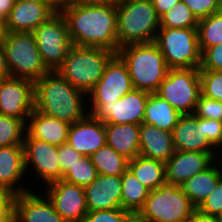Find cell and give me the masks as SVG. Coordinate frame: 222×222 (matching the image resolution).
<instances>
[{
	"label": "cell",
	"mask_w": 222,
	"mask_h": 222,
	"mask_svg": "<svg viewBox=\"0 0 222 222\" xmlns=\"http://www.w3.org/2000/svg\"><path fill=\"white\" fill-rule=\"evenodd\" d=\"M74 46L100 47L117 54L116 4L76 2L62 6Z\"/></svg>",
	"instance_id": "obj_1"
},
{
	"label": "cell",
	"mask_w": 222,
	"mask_h": 222,
	"mask_svg": "<svg viewBox=\"0 0 222 222\" xmlns=\"http://www.w3.org/2000/svg\"><path fill=\"white\" fill-rule=\"evenodd\" d=\"M34 108L70 124L89 113L87 94L75 88L56 71L44 74L34 83Z\"/></svg>",
	"instance_id": "obj_2"
},
{
	"label": "cell",
	"mask_w": 222,
	"mask_h": 222,
	"mask_svg": "<svg viewBox=\"0 0 222 222\" xmlns=\"http://www.w3.org/2000/svg\"><path fill=\"white\" fill-rule=\"evenodd\" d=\"M116 11L118 50L127 45L154 42L160 17L151 0H121Z\"/></svg>",
	"instance_id": "obj_3"
},
{
	"label": "cell",
	"mask_w": 222,
	"mask_h": 222,
	"mask_svg": "<svg viewBox=\"0 0 222 222\" xmlns=\"http://www.w3.org/2000/svg\"><path fill=\"white\" fill-rule=\"evenodd\" d=\"M117 54L126 63L134 89L156 93L168 73L163 54L154 43L132 44Z\"/></svg>",
	"instance_id": "obj_4"
},
{
	"label": "cell",
	"mask_w": 222,
	"mask_h": 222,
	"mask_svg": "<svg viewBox=\"0 0 222 222\" xmlns=\"http://www.w3.org/2000/svg\"><path fill=\"white\" fill-rule=\"evenodd\" d=\"M115 54L105 48L73 45L56 72L75 88L88 94L103 76L107 63Z\"/></svg>",
	"instance_id": "obj_5"
},
{
	"label": "cell",
	"mask_w": 222,
	"mask_h": 222,
	"mask_svg": "<svg viewBox=\"0 0 222 222\" xmlns=\"http://www.w3.org/2000/svg\"><path fill=\"white\" fill-rule=\"evenodd\" d=\"M2 49L11 77L36 82L50 70L44 64L33 33L7 32Z\"/></svg>",
	"instance_id": "obj_6"
},
{
	"label": "cell",
	"mask_w": 222,
	"mask_h": 222,
	"mask_svg": "<svg viewBox=\"0 0 222 222\" xmlns=\"http://www.w3.org/2000/svg\"><path fill=\"white\" fill-rule=\"evenodd\" d=\"M195 209L181 186L165 182L150 190L138 213L150 222H187Z\"/></svg>",
	"instance_id": "obj_7"
},
{
	"label": "cell",
	"mask_w": 222,
	"mask_h": 222,
	"mask_svg": "<svg viewBox=\"0 0 222 222\" xmlns=\"http://www.w3.org/2000/svg\"><path fill=\"white\" fill-rule=\"evenodd\" d=\"M154 43L169 69L200 68L201 50L197 28H160Z\"/></svg>",
	"instance_id": "obj_8"
},
{
	"label": "cell",
	"mask_w": 222,
	"mask_h": 222,
	"mask_svg": "<svg viewBox=\"0 0 222 222\" xmlns=\"http://www.w3.org/2000/svg\"><path fill=\"white\" fill-rule=\"evenodd\" d=\"M156 93L180 114H193L202 94L199 68L169 69Z\"/></svg>",
	"instance_id": "obj_9"
},
{
	"label": "cell",
	"mask_w": 222,
	"mask_h": 222,
	"mask_svg": "<svg viewBox=\"0 0 222 222\" xmlns=\"http://www.w3.org/2000/svg\"><path fill=\"white\" fill-rule=\"evenodd\" d=\"M32 33L44 64L50 71H56L73 46L66 19L58 11Z\"/></svg>",
	"instance_id": "obj_10"
},
{
	"label": "cell",
	"mask_w": 222,
	"mask_h": 222,
	"mask_svg": "<svg viewBox=\"0 0 222 222\" xmlns=\"http://www.w3.org/2000/svg\"><path fill=\"white\" fill-rule=\"evenodd\" d=\"M23 149L26 173H28L27 178L32 174L34 175V178H29L28 181L34 179L37 184L39 181L37 186L39 187L40 185V187L38 189L62 179V171L58 160V146L31 138L26 133Z\"/></svg>",
	"instance_id": "obj_11"
},
{
	"label": "cell",
	"mask_w": 222,
	"mask_h": 222,
	"mask_svg": "<svg viewBox=\"0 0 222 222\" xmlns=\"http://www.w3.org/2000/svg\"><path fill=\"white\" fill-rule=\"evenodd\" d=\"M149 94L133 88L113 103H88V112L104 123L141 125Z\"/></svg>",
	"instance_id": "obj_12"
},
{
	"label": "cell",
	"mask_w": 222,
	"mask_h": 222,
	"mask_svg": "<svg viewBox=\"0 0 222 222\" xmlns=\"http://www.w3.org/2000/svg\"><path fill=\"white\" fill-rule=\"evenodd\" d=\"M43 187L40 188L42 189L41 192L48 197L55 211L66 222L83 221V218L88 213L84 187L71 184L62 179Z\"/></svg>",
	"instance_id": "obj_13"
},
{
	"label": "cell",
	"mask_w": 222,
	"mask_h": 222,
	"mask_svg": "<svg viewBox=\"0 0 222 222\" xmlns=\"http://www.w3.org/2000/svg\"><path fill=\"white\" fill-rule=\"evenodd\" d=\"M133 89L126 63L115 54L107 63L104 74L87 94L88 103H113Z\"/></svg>",
	"instance_id": "obj_14"
},
{
	"label": "cell",
	"mask_w": 222,
	"mask_h": 222,
	"mask_svg": "<svg viewBox=\"0 0 222 222\" xmlns=\"http://www.w3.org/2000/svg\"><path fill=\"white\" fill-rule=\"evenodd\" d=\"M34 109V82L9 77L0 81V114L25 123Z\"/></svg>",
	"instance_id": "obj_15"
},
{
	"label": "cell",
	"mask_w": 222,
	"mask_h": 222,
	"mask_svg": "<svg viewBox=\"0 0 222 222\" xmlns=\"http://www.w3.org/2000/svg\"><path fill=\"white\" fill-rule=\"evenodd\" d=\"M26 177L23 145L0 147V184L14 195L38 189L35 181L31 185Z\"/></svg>",
	"instance_id": "obj_16"
},
{
	"label": "cell",
	"mask_w": 222,
	"mask_h": 222,
	"mask_svg": "<svg viewBox=\"0 0 222 222\" xmlns=\"http://www.w3.org/2000/svg\"><path fill=\"white\" fill-rule=\"evenodd\" d=\"M16 195L14 222H66L54 209L41 189ZM42 193V194H41Z\"/></svg>",
	"instance_id": "obj_17"
},
{
	"label": "cell",
	"mask_w": 222,
	"mask_h": 222,
	"mask_svg": "<svg viewBox=\"0 0 222 222\" xmlns=\"http://www.w3.org/2000/svg\"><path fill=\"white\" fill-rule=\"evenodd\" d=\"M58 11L59 9L53 3L15 2L5 20L6 31L32 33Z\"/></svg>",
	"instance_id": "obj_18"
},
{
	"label": "cell",
	"mask_w": 222,
	"mask_h": 222,
	"mask_svg": "<svg viewBox=\"0 0 222 222\" xmlns=\"http://www.w3.org/2000/svg\"><path fill=\"white\" fill-rule=\"evenodd\" d=\"M67 143L83 156L90 157L106 144L105 123L88 113L70 125Z\"/></svg>",
	"instance_id": "obj_19"
},
{
	"label": "cell",
	"mask_w": 222,
	"mask_h": 222,
	"mask_svg": "<svg viewBox=\"0 0 222 222\" xmlns=\"http://www.w3.org/2000/svg\"><path fill=\"white\" fill-rule=\"evenodd\" d=\"M215 152L178 151L165 162L167 183L181 185L208 168L214 162Z\"/></svg>",
	"instance_id": "obj_20"
},
{
	"label": "cell",
	"mask_w": 222,
	"mask_h": 222,
	"mask_svg": "<svg viewBox=\"0 0 222 222\" xmlns=\"http://www.w3.org/2000/svg\"><path fill=\"white\" fill-rule=\"evenodd\" d=\"M84 191L88 212L121 208V176L98 174Z\"/></svg>",
	"instance_id": "obj_21"
},
{
	"label": "cell",
	"mask_w": 222,
	"mask_h": 222,
	"mask_svg": "<svg viewBox=\"0 0 222 222\" xmlns=\"http://www.w3.org/2000/svg\"><path fill=\"white\" fill-rule=\"evenodd\" d=\"M70 125L34 108L26 122V133L31 138L61 146L67 143Z\"/></svg>",
	"instance_id": "obj_22"
},
{
	"label": "cell",
	"mask_w": 222,
	"mask_h": 222,
	"mask_svg": "<svg viewBox=\"0 0 222 222\" xmlns=\"http://www.w3.org/2000/svg\"><path fill=\"white\" fill-rule=\"evenodd\" d=\"M176 153L172 132L142 123L139 135V155L167 162Z\"/></svg>",
	"instance_id": "obj_23"
},
{
	"label": "cell",
	"mask_w": 222,
	"mask_h": 222,
	"mask_svg": "<svg viewBox=\"0 0 222 222\" xmlns=\"http://www.w3.org/2000/svg\"><path fill=\"white\" fill-rule=\"evenodd\" d=\"M172 138L178 151L215 152V148L199 132V117L194 113L180 115Z\"/></svg>",
	"instance_id": "obj_24"
},
{
	"label": "cell",
	"mask_w": 222,
	"mask_h": 222,
	"mask_svg": "<svg viewBox=\"0 0 222 222\" xmlns=\"http://www.w3.org/2000/svg\"><path fill=\"white\" fill-rule=\"evenodd\" d=\"M106 144L127 159L139 155L140 125L105 123Z\"/></svg>",
	"instance_id": "obj_25"
},
{
	"label": "cell",
	"mask_w": 222,
	"mask_h": 222,
	"mask_svg": "<svg viewBox=\"0 0 222 222\" xmlns=\"http://www.w3.org/2000/svg\"><path fill=\"white\" fill-rule=\"evenodd\" d=\"M222 178V172L213 162L208 168L186 180L180 186L192 205L197 209L199 205L213 191L217 182Z\"/></svg>",
	"instance_id": "obj_26"
},
{
	"label": "cell",
	"mask_w": 222,
	"mask_h": 222,
	"mask_svg": "<svg viewBox=\"0 0 222 222\" xmlns=\"http://www.w3.org/2000/svg\"><path fill=\"white\" fill-rule=\"evenodd\" d=\"M180 115L157 93H150L146 101L143 123L153 125L160 130L172 132Z\"/></svg>",
	"instance_id": "obj_27"
},
{
	"label": "cell",
	"mask_w": 222,
	"mask_h": 222,
	"mask_svg": "<svg viewBox=\"0 0 222 222\" xmlns=\"http://www.w3.org/2000/svg\"><path fill=\"white\" fill-rule=\"evenodd\" d=\"M128 169L150 190L159 188L166 182L165 162L141 155L128 161Z\"/></svg>",
	"instance_id": "obj_28"
},
{
	"label": "cell",
	"mask_w": 222,
	"mask_h": 222,
	"mask_svg": "<svg viewBox=\"0 0 222 222\" xmlns=\"http://www.w3.org/2000/svg\"><path fill=\"white\" fill-rule=\"evenodd\" d=\"M121 208L130 213H138L144 206L150 189L127 169L121 175Z\"/></svg>",
	"instance_id": "obj_29"
},
{
	"label": "cell",
	"mask_w": 222,
	"mask_h": 222,
	"mask_svg": "<svg viewBox=\"0 0 222 222\" xmlns=\"http://www.w3.org/2000/svg\"><path fill=\"white\" fill-rule=\"evenodd\" d=\"M90 158L97 173L101 175L121 176L128 169L129 159L107 144L93 153Z\"/></svg>",
	"instance_id": "obj_30"
},
{
	"label": "cell",
	"mask_w": 222,
	"mask_h": 222,
	"mask_svg": "<svg viewBox=\"0 0 222 222\" xmlns=\"http://www.w3.org/2000/svg\"><path fill=\"white\" fill-rule=\"evenodd\" d=\"M198 41L201 52L222 43V10L198 22Z\"/></svg>",
	"instance_id": "obj_31"
},
{
	"label": "cell",
	"mask_w": 222,
	"mask_h": 222,
	"mask_svg": "<svg viewBox=\"0 0 222 222\" xmlns=\"http://www.w3.org/2000/svg\"><path fill=\"white\" fill-rule=\"evenodd\" d=\"M199 20L190 8L180 1L171 10L160 17V28H197Z\"/></svg>",
	"instance_id": "obj_32"
},
{
	"label": "cell",
	"mask_w": 222,
	"mask_h": 222,
	"mask_svg": "<svg viewBox=\"0 0 222 222\" xmlns=\"http://www.w3.org/2000/svg\"><path fill=\"white\" fill-rule=\"evenodd\" d=\"M26 123L19 119L0 114V147L23 145Z\"/></svg>",
	"instance_id": "obj_33"
},
{
	"label": "cell",
	"mask_w": 222,
	"mask_h": 222,
	"mask_svg": "<svg viewBox=\"0 0 222 222\" xmlns=\"http://www.w3.org/2000/svg\"><path fill=\"white\" fill-rule=\"evenodd\" d=\"M98 173L92 164L91 158L83 156L78 162L70 167L62 177V180L81 187L90 185Z\"/></svg>",
	"instance_id": "obj_34"
},
{
	"label": "cell",
	"mask_w": 222,
	"mask_h": 222,
	"mask_svg": "<svg viewBox=\"0 0 222 222\" xmlns=\"http://www.w3.org/2000/svg\"><path fill=\"white\" fill-rule=\"evenodd\" d=\"M200 79L202 95L222 102V71H200Z\"/></svg>",
	"instance_id": "obj_35"
},
{
	"label": "cell",
	"mask_w": 222,
	"mask_h": 222,
	"mask_svg": "<svg viewBox=\"0 0 222 222\" xmlns=\"http://www.w3.org/2000/svg\"><path fill=\"white\" fill-rule=\"evenodd\" d=\"M194 114L199 118L222 121V102L200 95Z\"/></svg>",
	"instance_id": "obj_36"
},
{
	"label": "cell",
	"mask_w": 222,
	"mask_h": 222,
	"mask_svg": "<svg viewBox=\"0 0 222 222\" xmlns=\"http://www.w3.org/2000/svg\"><path fill=\"white\" fill-rule=\"evenodd\" d=\"M131 213L122 208L88 212L82 222H126Z\"/></svg>",
	"instance_id": "obj_37"
},
{
	"label": "cell",
	"mask_w": 222,
	"mask_h": 222,
	"mask_svg": "<svg viewBox=\"0 0 222 222\" xmlns=\"http://www.w3.org/2000/svg\"><path fill=\"white\" fill-rule=\"evenodd\" d=\"M200 20L222 10V0H181Z\"/></svg>",
	"instance_id": "obj_38"
},
{
	"label": "cell",
	"mask_w": 222,
	"mask_h": 222,
	"mask_svg": "<svg viewBox=\"0 0 222 222\" xmlns=\"http://www.w3.org/2000/svg\"><path fill=\"white\" fill-rule=\"evenodd\" d=\"M200 71H222V43L201 52Z\"/></svg>",
	"instance_id": "obj_39"
},
{
	"label": "cell",
	"mask_w": 222,
	"mask_h": 222,
	"mask_svg": "<svg viewBox=\"0 0 222 222\" xmlns=\"http://www.w3.org/2000/svg\"><path fill=\"white\" fill-rule=\"evenodd\" d=\"M199 132L215 149L222 143V121L199 118Z\"/></svg>",
	"instance_id": "obj_40"
},
{
	"label": "cell",
	"mask_w": 222,
	"mask_h": 222,
	"mask_svg": "<svg viewBox=\"0 0 222 222\" xmlns=\"http://www.w3.org/2000/svg\"><path fill=\"white\" fill-rule=\"evenodd\" d=\"M201 213L217 216L222 211V178L197 208Z\"/></svg>",
	"instance_id": "obj_41"
},
{
	"label": "cell",
	"mask_w": 222,
	"mask_h": 222,
	"mask_svg": "<svg viewBox=\"0 0 222 222\" xmlns=\"http://www.w3.org/2000/svg\"><path fill=\"white\" fill-rule=\"evenodd\" d=\"M82 157L83 155L77 152L68 143L58 146V160L62 171V177L65 172Z\"/></svg>",
	"instance_id": "obj_42"
},
{
	"label": "cell",
	"mask_w": 222,
	"mask_h": 222,
	"mask_svg": "<svg viewBox=\"0 0 222 222\" xmlns=\"http://www.w3.org/2000/svg\"><path fill=\"white\" fill-rule=\"evenodd\" d=\"M181 0H151L154 9L159 17L171 10Z\"/></svg>",
	"instance_id": "obj_43"
},
{
	"label": "cell",
	"mask_w": 222,
	"mask_h": 222,
	"mask_svg": "<svg viewBox=\"0 0 222 222\" xmlns=\"http://www.w3.org/2000/svg\"><path fill=\"white\" fill-rule=\"evenodd\" d=\"M0 222H14V203H0Z\"/></svg>",
	"instance_id": "obj_44"
},
{
	"label": "cell",
	"mask_w": 222,
	"mask_h": 222,
	"mask_svg": "<svg viewBox=\"0 0 222 222\" xmlns=\"http://www.w3.org/2000/svg\"><path fill=\"white\" fill-rule=\"evenodd\" d=\"M187 222H219V220L216 216L207 215L195 209Z\"/></svg>",
	"instance_id": "obj_45"
},
{
	"label": "cell",
	"mask_w": 222,
	"mask_h": 222,
	"mask_svg": "<svg viewBox=\"0 0 222 222\" xmlns=\"http://www.w3.org/2000/svg\"><path fill=\"white\" fill-rule=\"evenodd\" d=\"M15 0H0V18L6 20L15 4Z\"/></svg>",
	"instance_id": "obj_46"
},
{
	"label": "cell",
	"mask_w": 222,
	"mask_h": 222,
	"mask_svg": "<svg viewBox=\"0 0 222 222\" xmlns=\"http://www.w3.org/2000/svg\"><path fill=\"white\" fill-rule=\"evenodd\" d=\"M11 77L8 70L7 62L4 57V52L2 49V43H0V81Z\"/></svg>",
	"instance_id": "obj_47"
},
{
	"label": "cell",
	"mask_w": 222,
	"mask_h": 222,
	"mask_svg": "<svg viewBox=\"0 0 222 222\" xmlns=\"http://www.w3.org/2000/svg\"><path fill=\"white\" fill-rule=\"evenodd\" d=\"M16 195L0 184V203H14Z\"/></svg>",
	"instance_id": "obj_48"
},
{
	"label": "cell",
	"mask_w": 222,
	"mask_h": 222,
	"mask_svg": "<svg viewBox=\"0 0 222 222\" xmlns=\"http://www.w3.org/2000/svg\"><path fill=\"white\" fill-rule=\"evenodd\" d=\"M214 162L222 172V143L215 149Z\"/></svg>",
	"instance_id": "obj_49"
},
{
	"label": "cell",
	"mask_w": 222,
	"mask_h": 222,
	"mask_svg": "<svg viewBox=\"0 0 222 222\" xmlns=\"http://www.w3.org/2000/svg\"><path fill=\"white\" fill-rule=\"evenodd\" d=\"M126 222H150L146 218H143L139 213H131L128 216V219Z\"/></svg>",
	"instance_id": "obj_50"
},
{
	"label": "cell",
	"mask_w": 222,
	"mask_h": 222,
	"mask_svg": "<svg viewBox=\"0 0 222 222\" xmlns=\"http://www.w3.org/2000/svg\"><path fill=\"white\" fill-rule=\"evenodd\" d=\"M76 2H84V0H55V6L60 9L64 5Z\"/></svg>",
	"instance_id": "obj_51"
},
{
	"label": "cell",
	"mask_w": 222,
	"mask_h": 222,
	"mask_svg": "<svg viewBox=\"0 0 222 222\" xmlns=\"http://www.w3.org/2000/svg\"><path fill=\"white\" fill-rule=\"evenodd\" d=\"M6 23L5 20L0 18V43H2V40L4 39V36L6 35Z\"/></svg>",
	"instance_id": "obj_52"
},
{
	"label": "cell",
	"mask_w": 222,
	"mask_h": 222,
	"mask_svg": "<svg viewBox=\"0 0 222 222\" xmlns=\"http://www.w3.org/2000/svg\"><path fill=\"white\" fill-rule=\"evenodd\" d=\"M121 0H84L86 3H111L118 4Z\"/></svg>",
	"instance_id": "obj_53"
},
{
	"label": "cell",
	"mask_w": 222,
	"mask_h": 222,
	"mask_svg": "<svg viewBox=\"0 0 222 222\" xmlns=\"http://www.w3.org/2000/svg\"><path fill=\"white\" fill-rule=\"evenodd\" d=\"M15 1L16 2L23 1V2L53 3L52 0H15Z\"/></svg>",
	"instance_id": "obj_54"
},
{
	"label": "cell",
	"mask_w": 222,
	"mask_h": 222,
	"mask_svg": "<svg viewBox=\"0 0 222 222\" xmlns=\"http://www.w3.org/2000/svg\"><path fill=\"white\" fill-rule=\"evenodd\" d=\"M219 222H222V211L216 216Z\"/></svg>",
	"instance_id": "obj_55"
}]
</instances>
